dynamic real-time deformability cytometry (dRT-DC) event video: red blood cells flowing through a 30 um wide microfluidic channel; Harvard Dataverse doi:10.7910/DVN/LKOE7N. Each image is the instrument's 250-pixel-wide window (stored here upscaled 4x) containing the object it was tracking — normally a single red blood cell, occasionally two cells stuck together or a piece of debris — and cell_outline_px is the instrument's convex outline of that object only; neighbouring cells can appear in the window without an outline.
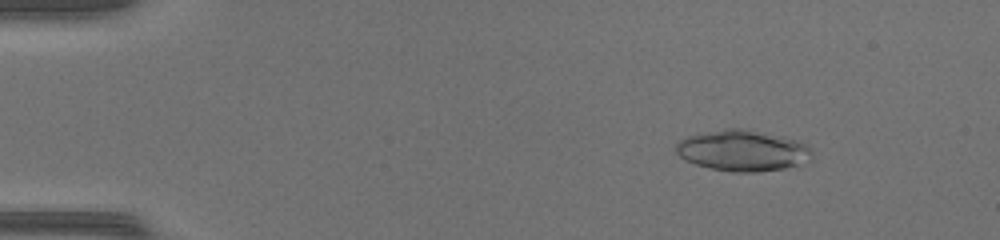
{"species": "common noctule bat (a hibernating species)", "species_latin": "Nyctalus noctula", "temperature_condition": "warm", "stored_images_in_passage": 49, "camera_frame_rate_fps": 3000, "um_per_image_px": 0.085, "animal": {"sex": "female", "body_mass_g": 17.0, "forearm_length_mm": 48.0}, "frame": {"image": 1, "passage_image": 7, "time_ms": 2.0, "image_size_px": [1000, 240], "cell_outline_px": [[812, 160], [784, 168], [756, 172], [732, 172], [712, 168], [696, 164], [684, 160], [676, 152], [676, 144], [684, 136], [728, 128], [748, 128], [784, 136], [800, 140], [812, 152]], "centroid_in_image_um": [63.13, 12.78], "position_along_channel_um": 21.9, "area_um2": 32.71}}
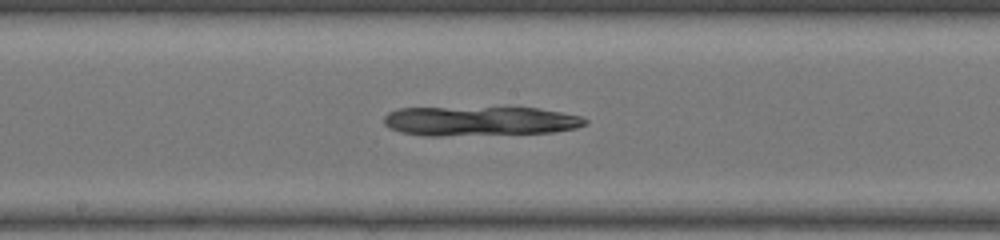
{"frame": {"image": 2, "passage_image": 27, "time_ms": 8.667, "image_size_px": [1000, 240], "cell_outline_px": [[588, 124], [576, 128], [552, 132], [440, 136], [424, 136], [400, 132], [388, 128], [384, 124], [384, 116], [388, 112], [400, 108], [540, 108], [580, 116], [588, 120]], "centroid_in_image_um": [40.76, 10.3], "position_along_channel_um": 207.4, "area_um2": 34.51}}
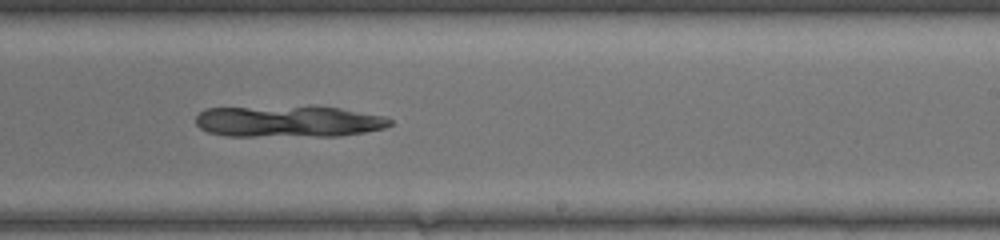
{"frame": {"image": 3, "passage_image": 31, "time_ms": 10.0, "image_size_px": [1000, 240], "cell_outline_px": [[392, 124], [384, 128], [364, 132], [340, 136], [224, 136], [208, 132], [200, 128], [196, 124], [196, 116], [204, 108], [308, 104], [316, 104], [340, 108], [384, 116], [392, 120]], "centroid_in_image_um": [24.5, 10.28], "position_along_channel_um": 264.5, "area_um2": 36.99}}